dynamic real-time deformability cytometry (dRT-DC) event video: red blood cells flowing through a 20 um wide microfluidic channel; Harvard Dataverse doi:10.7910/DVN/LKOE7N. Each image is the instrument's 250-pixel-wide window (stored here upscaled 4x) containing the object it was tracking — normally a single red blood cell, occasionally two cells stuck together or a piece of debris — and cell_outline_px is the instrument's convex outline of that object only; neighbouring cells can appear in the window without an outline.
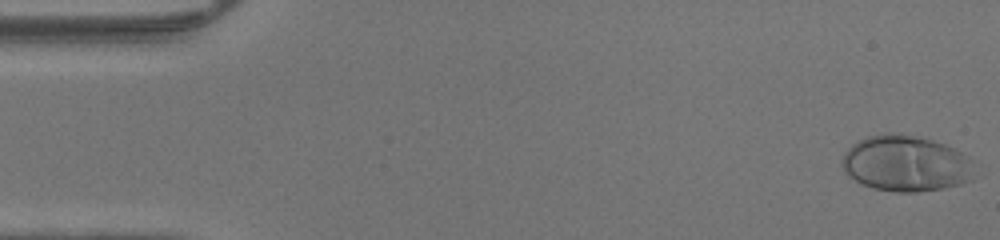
{"species": "human", "species_latin": "Homo sapiens", "temperature_condition": "warm", "stored_images_in_passage": 47, "camera_frame_rate_fps": 3000, "um_per_image_px": 0.085, "donor": {"sex": "male"}, "frame": {"image": 1, "passage_image": 1, "time_ms": 0.0, "image_size_px": [1000, 240], "cell_outline_px": [[972, 180], [960, 184], [944, 188], [916, 192], [896, 192], [872, 188], [848, 176], [844, 172], [840, 164], [844, 152], [852, 144], [868, 136], [884, 132], [888, 132], [912, 136], [932, 140], [944, 144], [960, 152], [968, 160]], "centroid_in_image_um": [76.9, 13.9], "position_along_channel_um": 8.1, "area_um2": 42.71}}
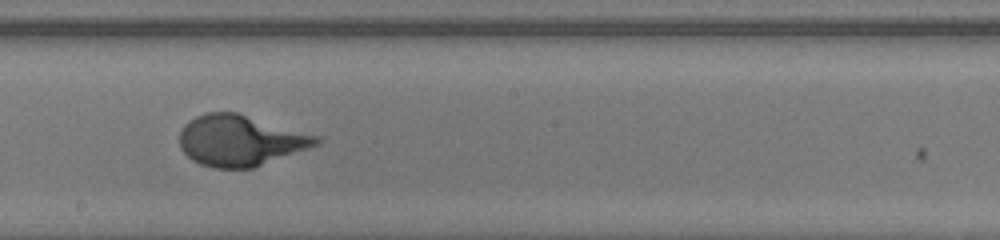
{"frame": {"image": 2, "passage_image": 26, "time_ms": 8.333, "image_size_px": [1000, 240], "cell_outline_px": [[324, 140], [320, 144], [252, 168], [212, 168], [200, 164], [192, 160], [180, 148], [180, 132], [184, 124], [196, 116], [208, 112], [236, 112], [320, 136]], "centroid_in_image_um": [20.43, 11.94], "position_along_channel_um": 227.8, "area_um2": 40.52}}
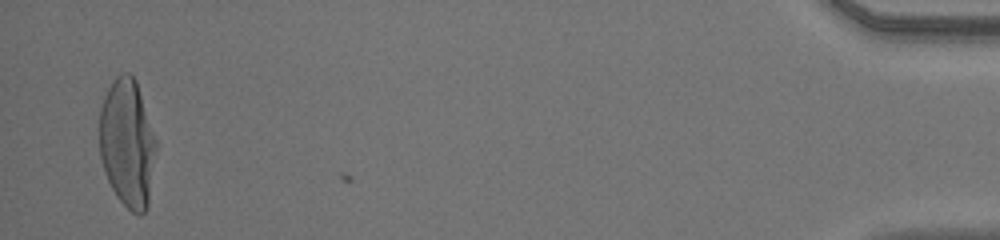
{"frame": {"image": 3, "passage_image": 46, "time_ms": 15.0, "image_size_px": [1000, 240], "cell_outline_px": [[156, 152], [148, 204], [144, 212], [140, 216], [132, 212], [116, 196], [108, 180], [100, 156], [100, 108], [104, 96], [108, 88], [116, 76], [124, 72], [128, 72], [136, 80], [156, 140]], "centroid_in_image_um": [10.83, 12.17], "position_along_channel_um": 424.4, "area_um2": 42.02}}